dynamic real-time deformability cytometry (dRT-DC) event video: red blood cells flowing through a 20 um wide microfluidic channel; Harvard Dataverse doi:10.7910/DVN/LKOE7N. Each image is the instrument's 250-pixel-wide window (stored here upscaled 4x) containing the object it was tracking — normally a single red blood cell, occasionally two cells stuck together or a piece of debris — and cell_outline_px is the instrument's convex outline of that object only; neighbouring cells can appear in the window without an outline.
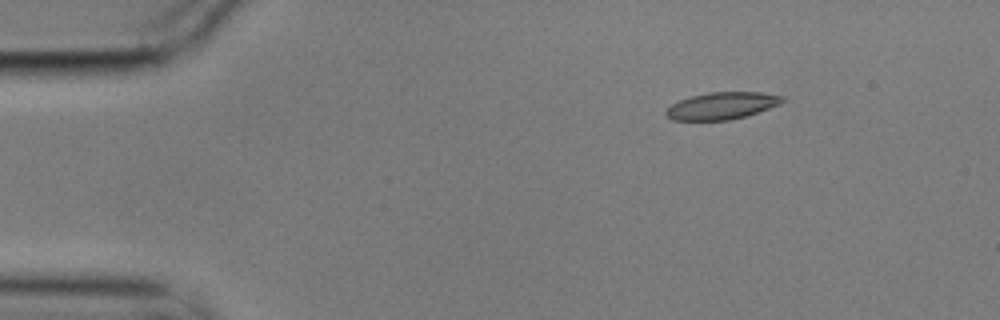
{"species": "common noctule bat (a hibernating species)", "species_latin": "Nyctalus noctula", "temperature_condition": "cold", "stored_images_in_passage": 2, "camera_frame_rate_fps": 3000, "um_per_image_px": 0.085, "animal": {"sex": "male", "body_mass_g": 17.9}, "frame": {"image": 1, "passage_image": 2, "time_ms": 0.333, "image_size_px": [1000, 320], "cell_outline_px": [[788, 100], [780, 104], [744, 116], [728, 120], [672, 120], [664, 112], [672, 104], [680, 100], [692, 96], [708, 92], [760, 92], [784, 96]], "centroid_in_image_um": [61.38, 8.98], "position_along_channel_um": 23.6, "area_um2": 18.21}}